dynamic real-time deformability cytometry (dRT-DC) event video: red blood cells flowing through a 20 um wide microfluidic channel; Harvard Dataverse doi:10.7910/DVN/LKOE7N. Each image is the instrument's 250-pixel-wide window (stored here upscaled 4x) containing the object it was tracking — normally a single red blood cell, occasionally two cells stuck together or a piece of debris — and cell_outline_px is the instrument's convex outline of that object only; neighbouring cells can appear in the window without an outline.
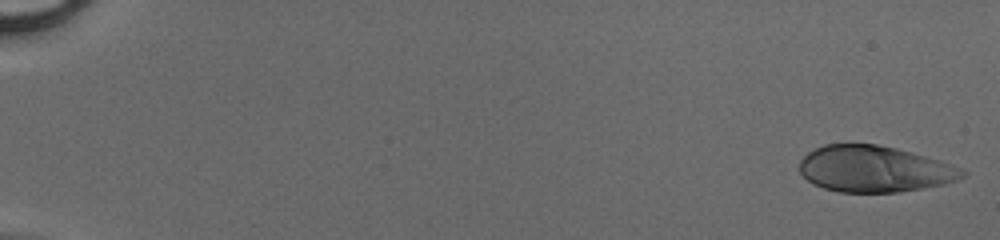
{"species": "human", "species_latin": "Homo sapiens", "temperature_condition": "cold", "stored_images_in_passage": 49, "camera_frame_rate_fps": 3000, "um_per_image_px": 0.085, "donor": {"sex": "male"}, "frame": {"image": 1, "passage_image": 1, "time_ms": 0.0, "image_size_px": [1000, 240], "cell_outline_px": [[968, 172], [964, 176], [956, 180], [944, 184], [900, 192], [836, 192], [812, 184], [800, 172], [800, 160], [808, 152], [824, 144], [876, 144], [896, 148], [924, 156], [948, 164]], "centroid_in_image_um": [74.27, 14.37], "position_along_channel_um": 10.7, "area_um2": 43.58}}
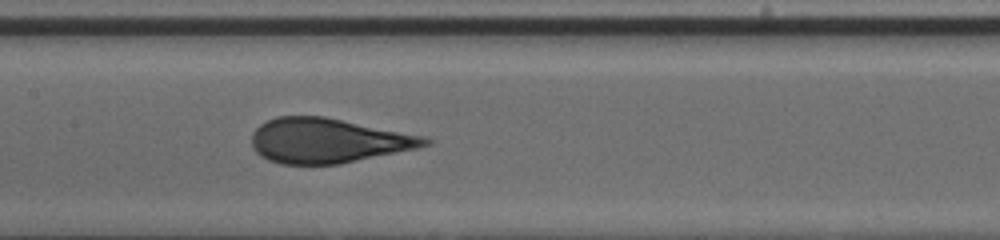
{"frame": {"image": 2, "passage_image": 26, "time_ms": 8.333, "image_size_px": [1000, 240], "cell_outline_px": [[432, 144], [416, 148], [340, 164], [280, 164], [268, 160], [260, 156], [252, 148], [252, 132], [260, 124], [276, 116], [324, 116], [424, 136], [432, 140]], "centroid_in_image_um": [27.84, 11.95], "position_along_channel_um": 179.6, "area_um2": 45.08}}
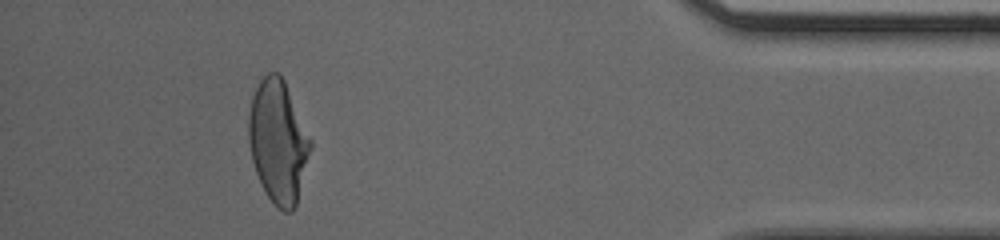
{"frame": {"image": 3, "passage_image": 45, "time_ms": 14.667, "image_size_px": [1000, 240], "cell_outline_px": [[312, 148], [296, 204], [292, 212], [284, 212], [276, 208], [260, 184], [252, 160], [248, 140], [248, 116], [252, 96], [260, 80], [268, 72], [280, 72], [284, 80], [312, 140]], "centroid_in_image_um": [23.64, 12.03], "position_along_channel_um": 411.6, "area_um2": 44.45}}